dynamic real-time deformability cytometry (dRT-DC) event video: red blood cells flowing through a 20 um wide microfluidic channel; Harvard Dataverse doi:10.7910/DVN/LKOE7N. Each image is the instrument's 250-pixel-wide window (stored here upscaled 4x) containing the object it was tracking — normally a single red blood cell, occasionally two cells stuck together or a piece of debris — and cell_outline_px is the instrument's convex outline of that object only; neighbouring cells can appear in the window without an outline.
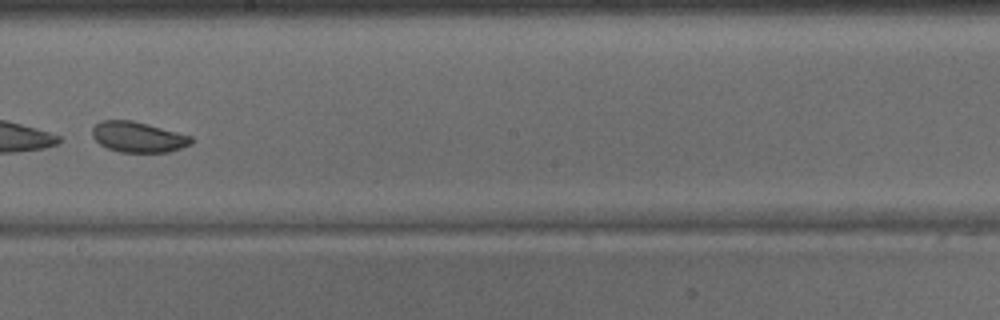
{"species": "common noctule bat (a hibernating species)", "species_latin": "Nyctalus noctula", "temperature_condition": "warm", "stored_images_in_passage": 35, "camera_frame_rate_fps": 3000, "um_per_image_px": 0.085, "animal": {"sex": "male", "body_mass_g": 15.6}, "frame": {"image": 1, "passage_image": 16, "time_ms": 5.0, "image_size_px": [1000, 320], "cell_outline_px": [[196, 140], [192, 144], [168, 152], [120, 152], [108, 148], [100, 144], [92, 136], [92, 128], [100, 120], [132, 120], [192, 136]], "centroid_in_image_um": [11.75, 11.64], "position_along_channel_um": 236.4, "area_um2": 17.63}}